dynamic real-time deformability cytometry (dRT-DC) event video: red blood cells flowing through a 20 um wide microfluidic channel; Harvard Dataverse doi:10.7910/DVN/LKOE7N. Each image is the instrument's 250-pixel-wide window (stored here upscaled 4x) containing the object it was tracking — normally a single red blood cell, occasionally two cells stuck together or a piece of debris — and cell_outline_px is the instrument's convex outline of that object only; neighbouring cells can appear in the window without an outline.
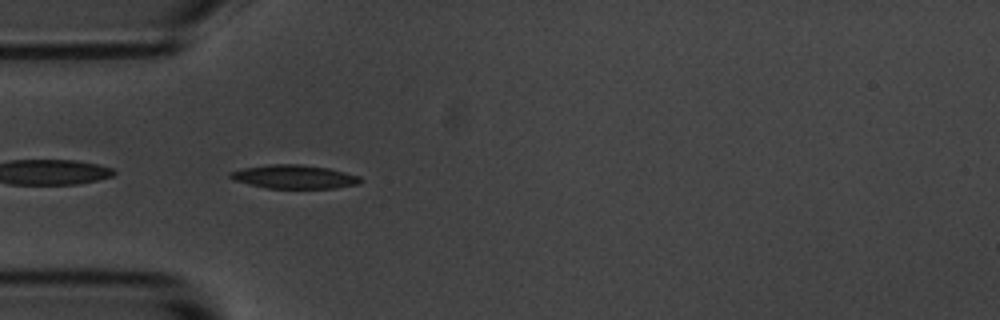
{"species": "common noctule bat (a hibernating species)", "species_latin": "Nyctalus noctula", "temperature_condition": "room temperature", "stored_images_in_passage": 39, "camera_frame_rate_fps": 3000, "um_per_image_px": 0.085, "animal": {"sex": "male", "body_mass_g": 20.1, "forearm_length_mm": 53.5}, "frame": {"image": 1, "passage_image": 1, "time_ms": 0.0, "image_size_px": [1000, 320], "cell_outline_px": [[364, 180], [360, 184], [336, 188], [268, 188], [248, 184], [232, 180], [228, 176], [228, 172], [244, 168], [268, 164], [300, 164], [328, 168], [360, 176]], "centroid_in_image_um": [25.01, 15.03], "position_along_channel_um": 60.0, "area_um2": 18.09}}
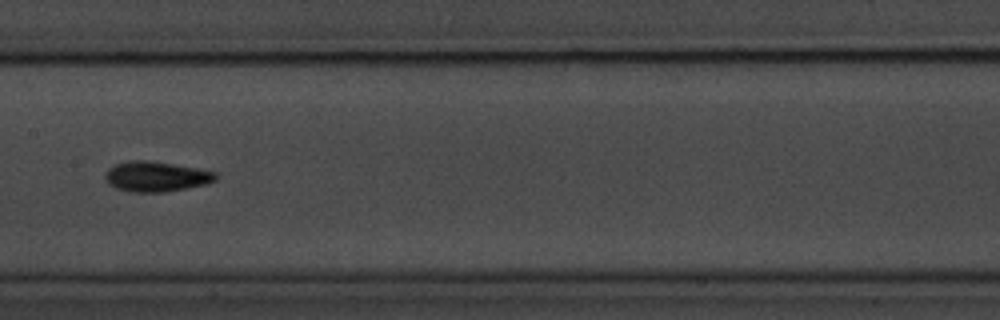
{"frame": {"image": 2, "passage_image": 12, "time_ms": 3.667, "image_size_px": [1000, 320], "cell_outline_px": [[216, 180], [204, 184], [164, 192], [132, 192], [116, 188], [108, 184], [104, 176], [108, 168], [116, 164], [128, 160], [148, 160], [196, 168], [216, 172]], "centroid_in_image_um": [13.21, 15.0], "position_along_channel_um": 194.2, "area_um2": 19.25}}
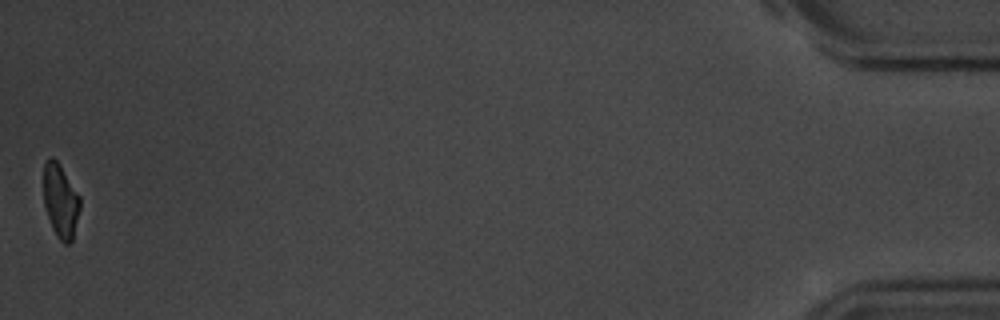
{"frame": {"image": 3, "passage_image": 39, "time_ms": 12.667, "image_size_px": [1000, 320], "cell_outline_px": [[80, 208], [72, 240], [68, 244], [64, 244], [56, 236], [52, 228], [44, 204], [44, 164], [52, 156], [56, 160], [80, 196]], "centroid_in_image_um": [5.15, 17.11], "position_along_channel_um": 430.1, "area_um2": 15.37}, "authors_computed_cell_mechanics": {"area_um2": 17.5712, "velocity_mm_per_s": 3.6955, "shape_relaxation_time_tau1_ms": 2.5533, "shape_relaxation_time_tau2_ms": 4.6046, "deformation_change_tau1": 0.1284, "deformation_change_tau2": 0.1132}}